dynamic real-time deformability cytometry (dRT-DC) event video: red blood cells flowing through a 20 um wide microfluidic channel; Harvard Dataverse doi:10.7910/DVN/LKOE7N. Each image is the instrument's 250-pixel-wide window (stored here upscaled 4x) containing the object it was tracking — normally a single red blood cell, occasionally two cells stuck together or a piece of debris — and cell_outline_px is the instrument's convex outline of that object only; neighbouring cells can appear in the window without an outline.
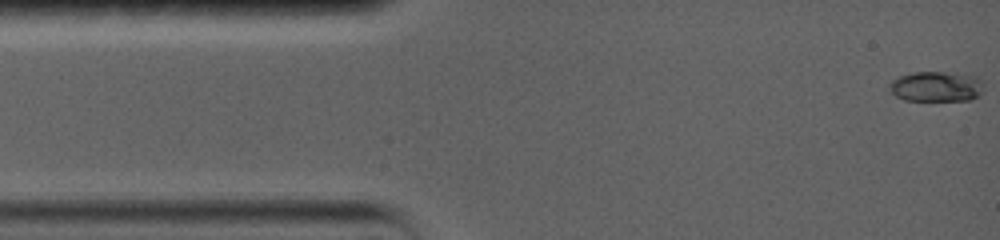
{"species": "common noctule bat (a hibernating species)", "species_latin": "Nyctalus noctula", "temperature_condition": "warm", "stored_images_in_passage": 64, "camera_frame_rate_fps": 5000, "um_per_image_px": 0.085, "animal": {"sex": "female", "body_mass_g": 19.0, "forearm_length_mm": 56.7}, "frame": {"image": 1, "passage_image": 1, "time_ms": 0.0, "image_size_px": [1000, 240], "cell_outline_px": [[984, 88], [976, 96], [968, 100], [904, 100], [896, 96], [888, 88], [888, 84], [892, 80], [900, 76], [912, 72], [972, 72], [984, 80]], "centroid_in_image_um": [79.65, 7.31], "position_along_channel_um": 5.4, "area_um2": 17.11}}
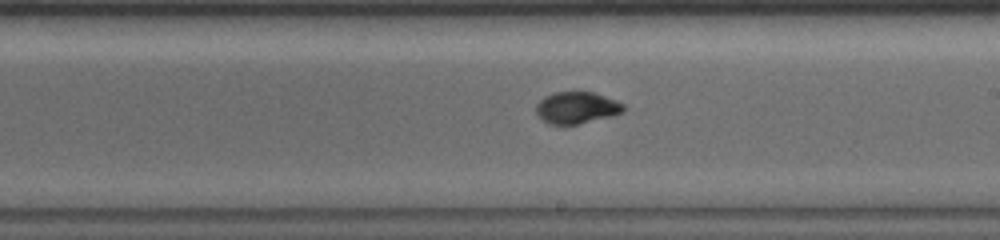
{"frame": {"image": 2, "passage_image": 36, "time_ms": 8.6, "image_size_px": [1000, 240], "cell_outline_px": [[624, 112], [612, 116], [576, 124], [548, 124], [540, 120], [536, 112], [536, 104], [544, 96], [556, 92], [592, 92], [616, 100], [624, 104]], "centroid_in_image_um": [48.99, 9.16], "position_along_channel_um": 240.0, "area_um2": 16.18}}
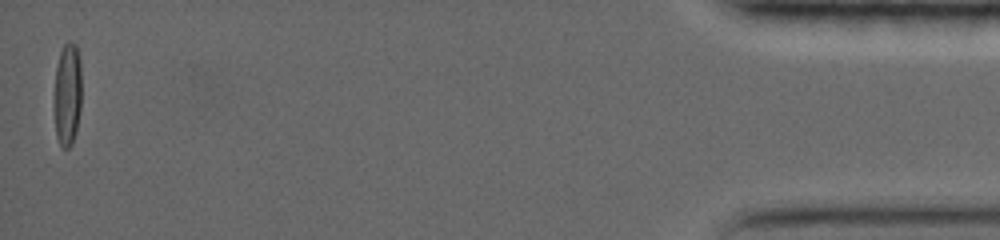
{"frame": {"image": 3, "passage_image": 63, "time_ms": 17.2, "image_size_px": [1000, 240], "cell_outline_px": [[80, 108], [76, 128], [72, 144], [68, 148], [60, 148], [56, 136], [56, 68], [60, 52], [64, 44], [68, 40], [72, 40], [76, 44], [80, 60]], "centroid_in_image_um": [5.75, 7.98], "position_along_channel_um": 429.5, "area_um2": 16.01}}